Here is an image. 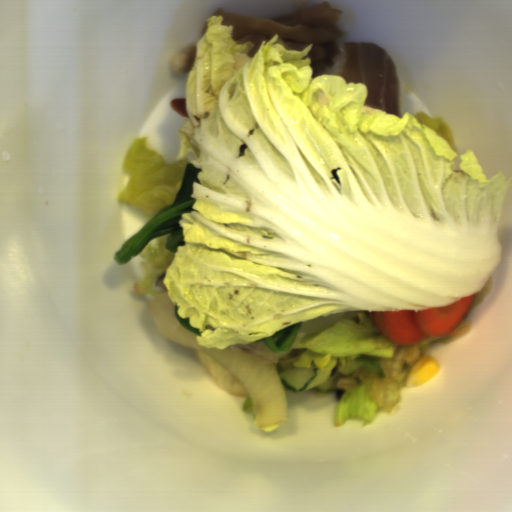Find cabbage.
<instances>
[{
  "mask_svg": "<svg viewBox=\"0 0 512 512\" xmlns=\"http://www.w3.org/2000/svg\"><path fill=\"white\" fill-rule=\"evenodd\" d=\"M211 16L173 163L134 138L117 199L152 219L199 169L163 284L198 346L225 349L350 310L414 311L485 288L512 185L441 117L364 112L368 86L313 79L314 44H237Z\"/></svg>",
  "mask_w": 512,
  "mask_h": 512,
  "instance_id": "obj_1",
  "label": "cabbage"
}]
</instances>
